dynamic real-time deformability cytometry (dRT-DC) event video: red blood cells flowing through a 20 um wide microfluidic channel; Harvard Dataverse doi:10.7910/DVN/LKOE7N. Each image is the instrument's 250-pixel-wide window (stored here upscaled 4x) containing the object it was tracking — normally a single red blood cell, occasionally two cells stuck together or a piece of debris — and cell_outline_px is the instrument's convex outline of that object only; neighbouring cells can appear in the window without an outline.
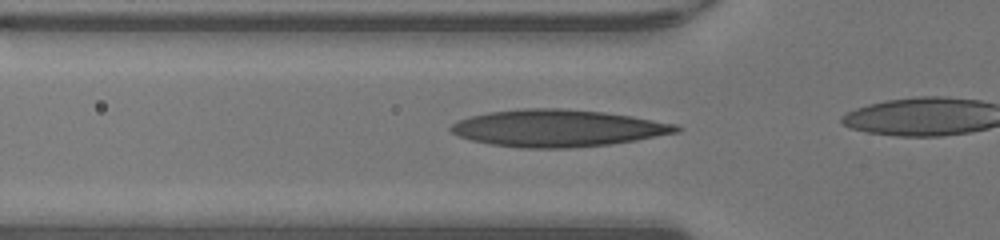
{"species": "human", "species_latin": "Homo sapiens", "temperature_condition": "warm", "stored_images_in_passage": 13, "camera_frame_rate_fps": 3000, "um_per_image_px": 0.085, "donor": {"sex": "male"}, "frame": {"image": 1, "passage_image": 8, "time_ms": 2.333, "image_size_px": [1000, 240], "cell_outline_px": [[680, 128], [676, 132], [636, 140], [608, 144], [568, 148], [520, 148], [492, 144], [472, 140], [460, 136], [452, 132], [448, 128], [452, 124], [460, 120], [472, 116], [488, 112], [524, 108], [560, 108], [604, 112], [632, 116], [676, 124]], "centroid_in_image_um": [47.38, 10.89], "position_along_channel_um": 78.4, "area_um2": 48.21}}
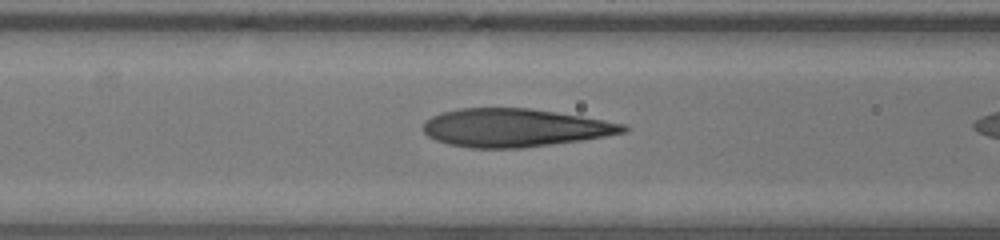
{"frame": {"image": 2, "passage_image": 11, "time_ms": 3.333, "image_size_px": [1000, 240], "cell_outline_px": [[628, 128], [624, 132], [604, 136], [580, 140], [520, 148], [472, 148], [448, 144], [436, 140], [428, 136], [424, 132], [424, 124], [432, 116], [440, 112], [460, 108], [528, 108], [556, 112], [604, 120], [624, 124]], "centroid_in_image_um": [43.71, 10.85], "position_along_channel_um": 122.9, "area_um2": 44.04}}